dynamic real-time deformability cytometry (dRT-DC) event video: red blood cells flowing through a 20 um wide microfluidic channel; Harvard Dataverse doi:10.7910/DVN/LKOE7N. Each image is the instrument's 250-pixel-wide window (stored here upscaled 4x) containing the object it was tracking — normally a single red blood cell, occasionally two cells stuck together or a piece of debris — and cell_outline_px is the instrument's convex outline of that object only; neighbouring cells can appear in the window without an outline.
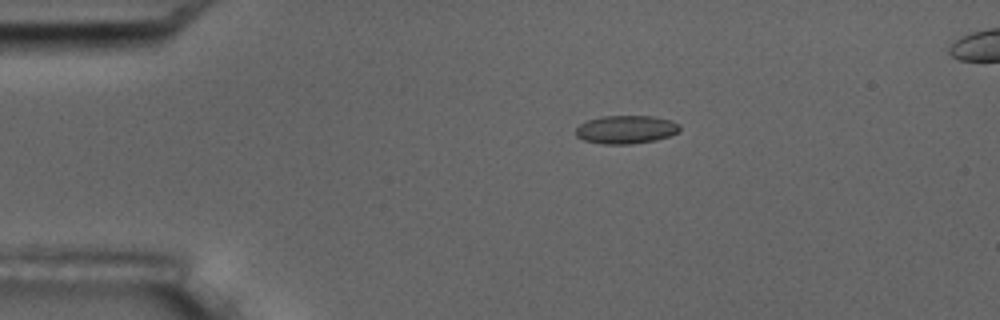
{"species": "common noctule bat (a hibernating species)", "species_latin": "Nyctalus noctula", "temperature_condition": "room temperature", "stored_images_in_passage": 5, "camera_frame_rate_fps": 3000, "um_per_image_px": 0.085, "animal": {"sex": "male", "body_mass_g": 17.5, "forearm_length_mm": 52.3}, "frame": {"image": 1, "passage_image": 2, "time_ms": 1.0, "image_size_px": [1000, 320], "cell_outline_px": [[680, 132], [656, 140], [632, 144], [600, 144], [584, 140], [576, 136], [576, 128], [580, 124], [588, 120], [600, 116], [652, 116], [672, 120], [680, 124]], "centroid_in_image_um": [53.23, 11.01], "position_along_channel_um": 31.8, "area_um2": 17.28}}
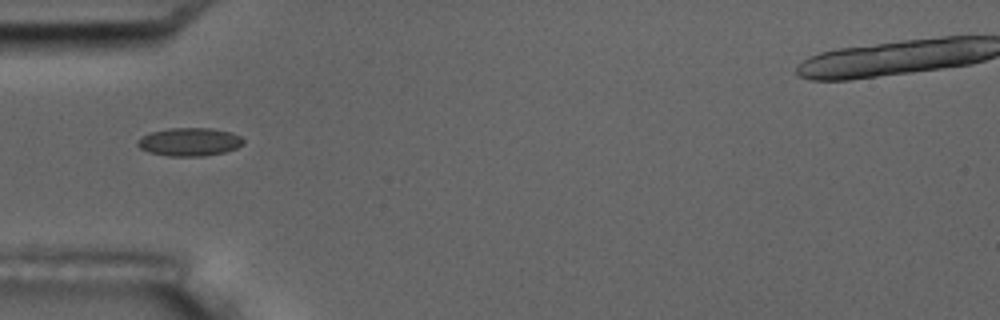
{"frame": {"image": 2, "passage_image": 4, "time_ms": 3.333, "image_size_px": [1000, 320], "cell_outline_px": [[244, 144], [236, 148], [224, 152], [204, 156], [172, 156], [148, 152], [140, 148], [136, 144], [136, 140], [152, 132], [168, 128], [212, 128], [232, 132], [240, 136], [244, 140]], "centroid_in_image_um": [16.12, 12.05], "position_along_channel_um": 68.9, "area_um2": 17.4}}